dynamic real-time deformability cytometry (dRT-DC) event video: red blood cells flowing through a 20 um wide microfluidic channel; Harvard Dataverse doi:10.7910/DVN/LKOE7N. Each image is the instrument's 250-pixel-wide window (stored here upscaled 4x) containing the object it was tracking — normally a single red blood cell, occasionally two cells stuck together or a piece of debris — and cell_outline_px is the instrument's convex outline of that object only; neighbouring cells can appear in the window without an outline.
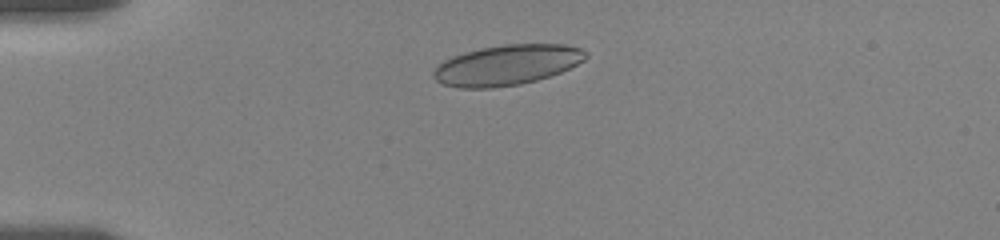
{"species": "human", "species_latin": "Homo sapiens", "temperature_condition": "room temperature", "stored_images_in_passage": 66, "camera_frame_rate_fps": 3000, "um_per_image_px": 0.085, "donor": {"sex": "female"}, "frame": {"image": 1, "passage_image": 15, "time_ms": 2.333, "image_size_px": [1000, 240], "cell_outline_px": [[588, 56], [584, 60], [560, 72], [536, 80], [520, 84], [492, 88], [460, 88], [444, 84], [436, 80], [432, 76], [432, 72], [444, 60], [452, 56], [464, 52], [480, 48], [504, 44], [564, 44], [580, 48], [588, 52]], "centroid_in_image_um": [43.08, 5.52], "position_along_channel_um": 41.9, "area_um2": 35.66}}
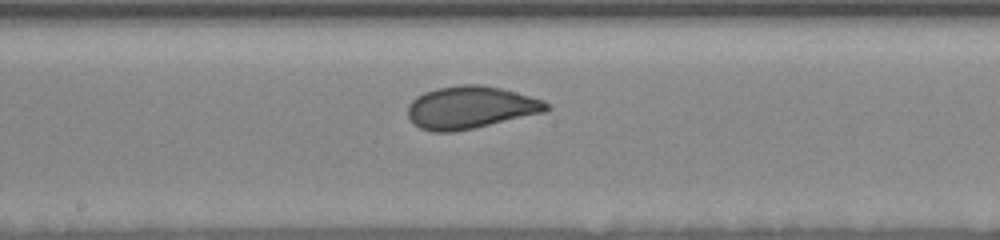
{"frame": {"image": 2, "passage_image": 42, "time_ms": 8.0, "image_size_px": [1000, 240], "cell_outline_px": [[552, 108], [544, 112], [476, 128], [452, 132], [432, 132], [420, 128], [412, 124], [408, 116], [408, 104], [416, 96], [424, 92], [436, 88], [460, 84], [480, 84], [500, 88], [516, 92], [544, 100]], "centroid_in_image_um": [39.97, 9.14], "position_along_channel_um": 208.2, "area_um2": 34.62}}
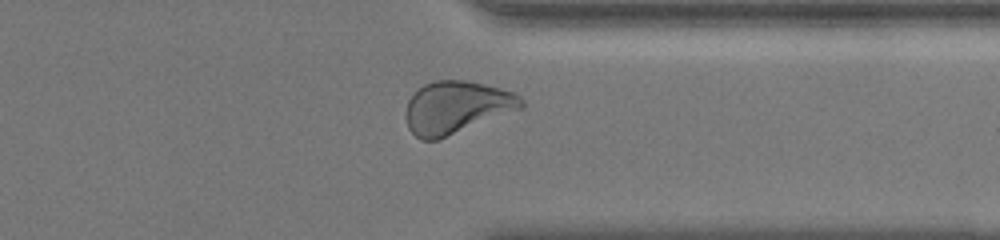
{"frame": {"image": 3, "passage_image": 55, "time_ms": 12.667, "image_size_px": [1000, 240], "cell_outline_px": [[524, 108], [436, 140], [420, 140], [408, 128], [408, 100], [424, 84], [436, 80], [468, 80], [500, 88], [512, 92], [520, 96], [524, 100]], "centroid_in_image_um": [38.85, 9.11], "position_along_channel_um": 372.5, "area_um2": 34.91}, "authors_computed_cell_mechanics": {"area_um2": 34.7667, "velocity_mm_per_s": 3.5378, "shape_relaxation_time_tau1_ms": 3.9587, "shape_relaxation_time_tau2_ms": null, "deformation_change_tau1": 0.123, "deformation_change_tau2": null}}